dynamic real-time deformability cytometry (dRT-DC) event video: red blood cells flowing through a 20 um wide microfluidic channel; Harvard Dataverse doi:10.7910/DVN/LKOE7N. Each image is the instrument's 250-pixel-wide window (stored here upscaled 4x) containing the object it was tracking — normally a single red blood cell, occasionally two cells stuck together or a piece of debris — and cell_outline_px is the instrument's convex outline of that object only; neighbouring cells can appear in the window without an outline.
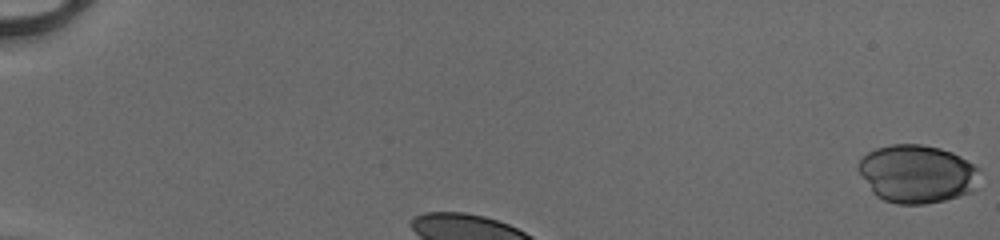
{"species": "human", "species_latin": "Homo sapiens", "temperature_condition": "cold", "stored_images_in_passage": 30, "camera_frame_rate_fps": 3000, "um_per_image_px": 0.085, "donor": {"sex": "male"}, "frame": {"image": 1, "passage_image": 1, "time_ms": 0.0, "image_size_px": [1000, 240], "cell_outline_px": [[980, 168], [972, 188], [968, 192], [944, 200], [924, 204], [896, 204], [884, 200], [876, 196], [872, 192], [856, 168], [856, 164], [868, 152], [876, 148], [892, 144], [920, 144], [940, 148], [952, 152], [960, 156]], "centroid_in_image_um": [77.88, 14.76], "position_along_channel_um": 7.1, "area_um2": 40.81}}
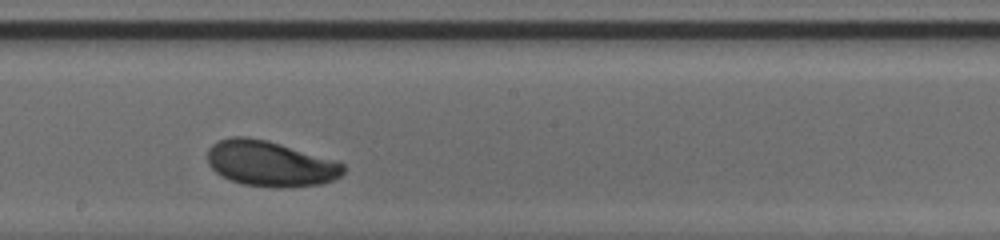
{"frame": {"image": 2, "passage_image": 18, "time_ms": 5.667, "image_size_px": [1000, 240], "cell_outline_px": [[348, 168], [340, 176], [332, 180], [320, 184], [288, 188], [276, 188], [240, 184], [220, 176], [208, 164], [208, 148], [212, 144], [220, 140], [232, 136], [248, 136], [268, 140], [336, 160], [344, 164]], "centroid_in_image_um": [22.98, 13.91], "position_along_channel_um": 225.2, "area_um2": 36.53}}
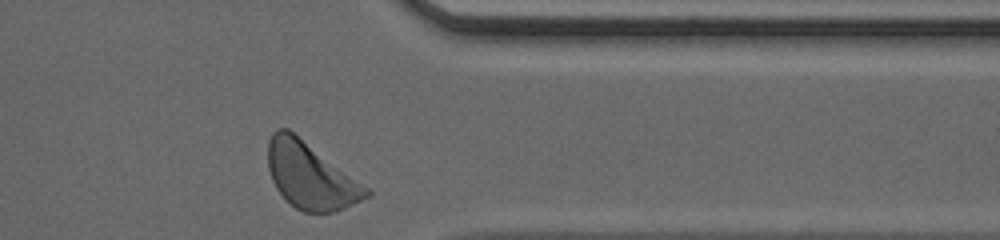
{"frame": {"image": 3, "passage_image": 30, "time_ms": 9.667, "image_size_px": [1000, 240], "cell_outline_px": [[372, 196], [336, 212], [304, 212], [296, 208], [276, 188], [272, 180], [268, 168], [268, 140], [272, 132], [276, 128], [288, 128], [368, 188], [372, 192]], "centroid_in_image_um": [26.39, 14.94], "position_along_channel_um": 385.0, "area_um2": 37.57}, "authors_computed_cell_mechanics": {"area_um2": 35.4603, "velocity_mm_per_s": 4.0702, "shape_relaxation_time_tau1_ms": 1.0504, "shape_relaxation_time_tau2_ms": 8.9088, "deformation_change_tau1": 0.0923, "deformation_change_tau2": 0.1461}}